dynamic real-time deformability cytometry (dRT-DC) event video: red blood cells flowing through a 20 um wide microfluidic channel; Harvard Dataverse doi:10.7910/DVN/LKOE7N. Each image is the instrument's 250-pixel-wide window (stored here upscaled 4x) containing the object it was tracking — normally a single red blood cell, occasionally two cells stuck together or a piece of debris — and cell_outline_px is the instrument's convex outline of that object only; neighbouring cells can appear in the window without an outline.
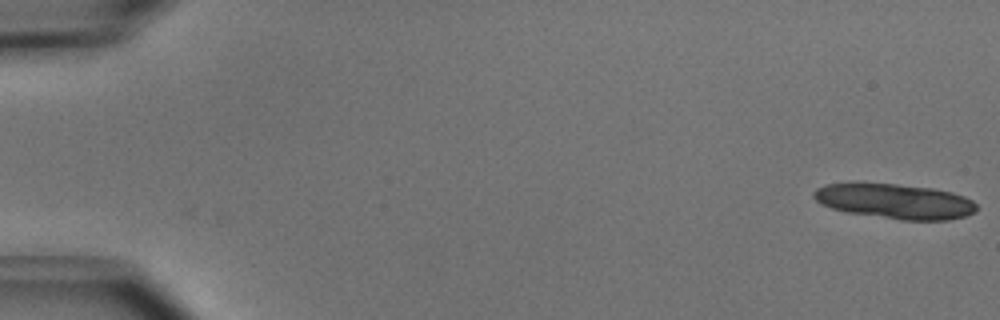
{"species": "common noctule bat (a hibernating species)", "species_latin": "Nyctalus noctula", "temperature_condition": "cold", "stored_images_in_passage": 15, "camera_frame_rate_fps": 3000, "um_per_image_px": 0.085, "animal": {"sex": "male", "body_mass_g": 15.6}, "frame": {"image": 1, "passage_image": 1, "time_ms": 0.0, "image_size_px": [1000, 320], "cell_outline_px": [[976, 212], [964, 216], [948, 220], [904, 220], [848, 212], [832, 208], [820, 204], [812, 196], [812, 192], [816, 188], [824, 184], [856, 180], [896, 184], [932, 188], [952, 192], [964, 196], [972, 200], [976, 204]], "centroid_in_image_um": [75.99, 17.06], "position_along_channel_um": 9.0, "area_um2": 33.93}}